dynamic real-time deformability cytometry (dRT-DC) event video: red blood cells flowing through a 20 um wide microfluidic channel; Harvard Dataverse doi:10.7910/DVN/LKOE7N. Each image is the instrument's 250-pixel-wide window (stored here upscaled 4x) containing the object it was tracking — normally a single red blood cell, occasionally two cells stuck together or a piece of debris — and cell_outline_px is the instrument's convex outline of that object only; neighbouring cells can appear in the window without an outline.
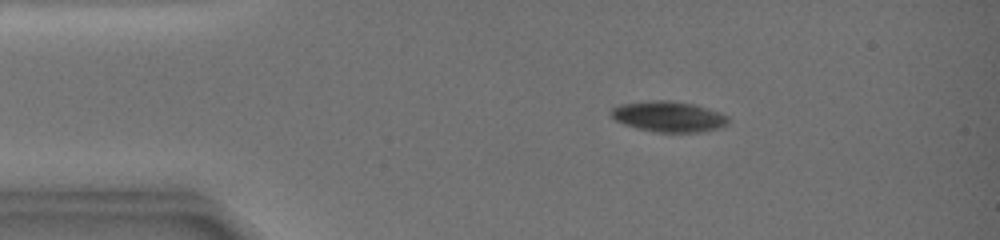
{"species": "common noctule bat (a hibernating species)", "species_latin": "Nyctalus noctula", "temperature_condition": "warm", "stored_images_in_passage": 39, "camera_frame_rate_fps": 3000, "um_per_image_px": 0.085, "animal": {"sex": "female", "body_mass_g": 19.0, "forearm_length_mm": 51.5}, "frame": {"image": 1, "passage_image": 5, "time_ms": 3.0, "image_size_px": [1000, 240], "cell_outline_px": [[724, 120], [720, 124], [712, 128], [692, 132], [660, 132], [640, 128], [624, 124], [612, 116], [612, 112], [616, 108], [628, 104], [684, 104], [700, 108], [720, 116]], "centroid_in_image_um": [56.69, 9.99], "position_along_channel_um": 28.3, "area_um2": 17.57}}
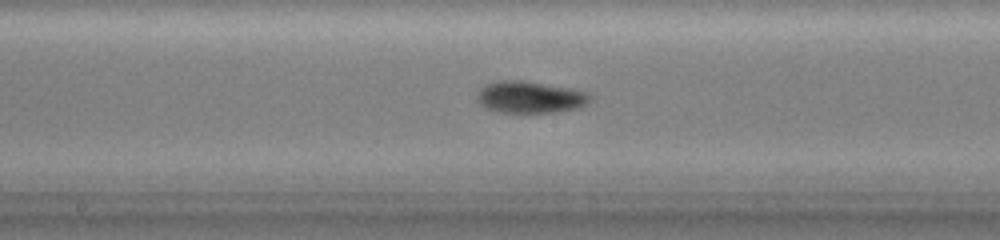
{"frame": {"image": 2, "passage_image": 23, "time_ms": 9.333, "image_size_px": [1000, 240], "cell_outline_px": [[588, 100], [584, 104], [576, 108], [548, 112], [504, 112], [488, 108], [480, 100], [480, 92], [488, 84], [536, 84], [560, 88], [580, 92], [588, 96]], "centroid_in_image_um": [45.07, 8.34], "position_along_channel_um": 203.1, "area_um2": 18.09}}
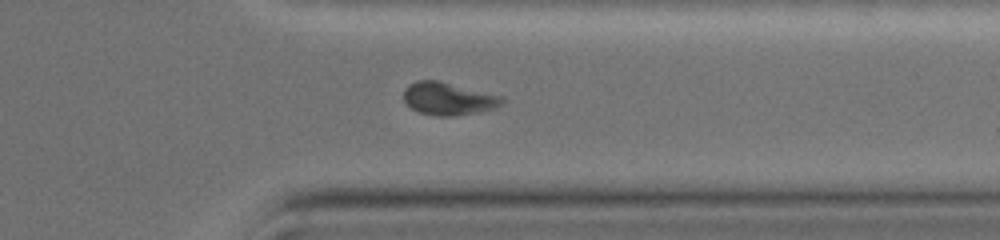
{"frame": {"image": 3, "passage_image": 37, "time_ms": 14.0, "image_size_px": [1000, 240], "cell_outline_px": [[504, 104], [496, 108], [480, 112], [456, 116], [436, 116], [420, 112], [412, 108], [404, 100], [404, 88], [408, 84], [416, 80], [440, 80], [504, 96]], "centroid_in_image_um": [38.16, 8.38], "position_along_channel_um": 373.2, "area_um2": 19.13}}